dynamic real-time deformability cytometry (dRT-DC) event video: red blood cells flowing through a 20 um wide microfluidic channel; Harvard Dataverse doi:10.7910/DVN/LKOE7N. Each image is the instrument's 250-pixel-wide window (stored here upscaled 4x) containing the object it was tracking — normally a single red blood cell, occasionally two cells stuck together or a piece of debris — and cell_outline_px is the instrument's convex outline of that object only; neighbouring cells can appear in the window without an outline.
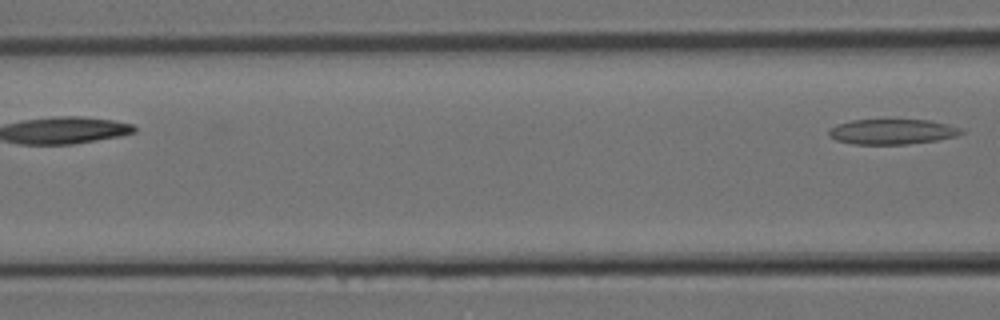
{"species": "Egyptian fruit bat (a non-hibernating species)", "species_latin": "Rousettus aegyptiacus", "temperature_condition": "room temperature", "stored_images_in_passage": 8, "segment_of_instrument_passage": [2, 2], "camera_frame_rate_fps": 3000, "um_per_image_px": 0.085, "animal": {"sex": "female"}, "frame": {"image": 1, "passage_image": 8, "time_ms": 2.333, "image_size_px": [1000, 320], "cell_outline_px": [[964, 132], [956, 136], [936, 140], [908, 144], [852, 144], [836, 140], [828, 136], [828, 128], [836, 124], [852, 120], [928, 120], [948, 124], [960, 128]], "centroid_in_image_um": [75.78, 11.19], "position_along_channel_um": 90.8, "area_um2": 19.48}}